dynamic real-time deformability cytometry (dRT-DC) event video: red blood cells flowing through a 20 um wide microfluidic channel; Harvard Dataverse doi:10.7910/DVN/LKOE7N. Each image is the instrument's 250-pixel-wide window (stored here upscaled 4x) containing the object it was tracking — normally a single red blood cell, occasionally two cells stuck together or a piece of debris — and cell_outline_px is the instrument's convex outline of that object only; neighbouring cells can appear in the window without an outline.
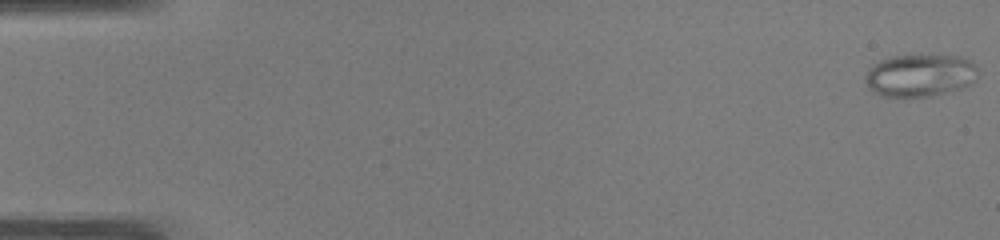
{"species": "common noctule bat (a hibernating species)", "species_latin": "Nyctalus noctula", "temperature_condition": "warm", "stored_images_in_passage": 47, "camera_frame_rate_fps": 3000, "um_per_image_px": 0.085, "animal": {"sex": "male", "body_mass_g": 19.0, "forearm_length_mm": 50.8}, "frame": {"image": 1, "passage_image": 1, "time_ms": 0.0, "image_size_px": [1000, 240], "cell_outline_px": [[976, 80], [972, 84], [960, 88], [928, 96], [880, 96], [872, 92], [868, 88], [864, 80], [864, 76], [868, 68], [880, 60], [892, 56], [960, 56], [976, 64]], "centroid_in_image_um": [78.15, 6.41], "position_along_channel_um": 6.8, "area_um2": 27.74}}
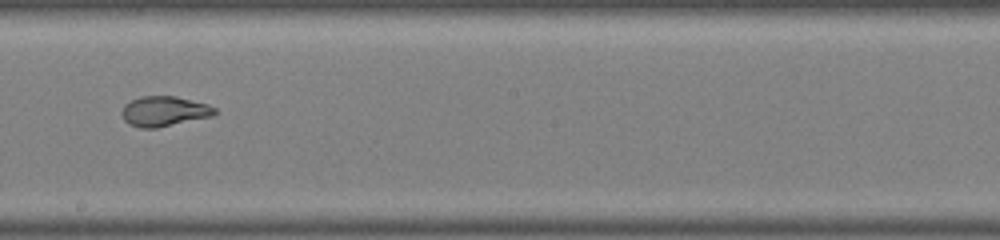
{"frame": {"image": 2, "passage_image": 29, "time_ms": 9.333, "image_size_px": [1000, 240], "cell_outline_px": [[216, 112], [212, 116], [156, 128], [140, 128], [128, 124], [124, 120], [120, 112], [124, 104], [140, 96], [176, 96], [208, 104], [216, 108]], "centroid_in_image_um": [13.92, 9.45], "position_along_channel_um": 234.3, "area_um2": 16.36}}
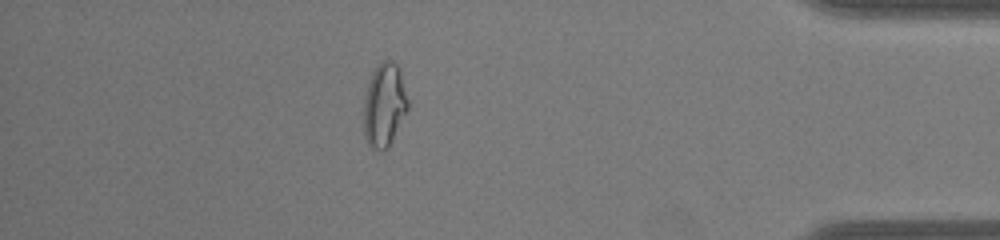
{"frame": {"image": 3, "passage_image": 44, "time_ms": 14.333, "image_size_px": [1000, 240], "cell_outline_px": [[408, 108], [388, 148], [384, 152], [372, 148], [368, 144], [364, 136], [364, 100], [368, 84], [372, 72], [384, 60], [392, 60], [400, 68], [408, 100]], "centroid_in_image_um": [32.67, 8.94], "position_along_channel_um": 402.5, "area_um2": 21.44}, "authors_computed_cell_mechanics": {"area_um2": 19.8832, "velocity_mm_per_s": 4.1114, "shape_relaxation_time_tau1_ms": null, "shape_relaxation_time_tau2_ms": 0.7234, "deformation_change_tau1": null, "deformation_change_tau2": 0.0427}}